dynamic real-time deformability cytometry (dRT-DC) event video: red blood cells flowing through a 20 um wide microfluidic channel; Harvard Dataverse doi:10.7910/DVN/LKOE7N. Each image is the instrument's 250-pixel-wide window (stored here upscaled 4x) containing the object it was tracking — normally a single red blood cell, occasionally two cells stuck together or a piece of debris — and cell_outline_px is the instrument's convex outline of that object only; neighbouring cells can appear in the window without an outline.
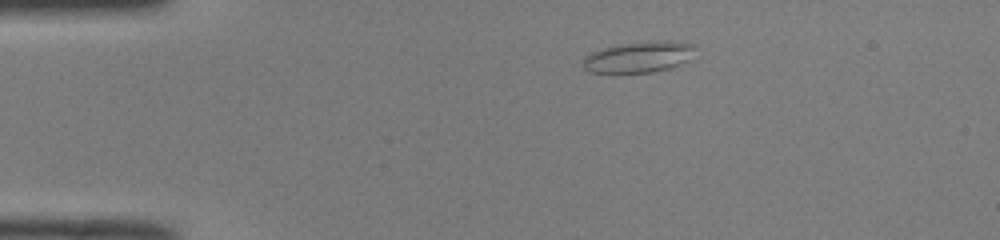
{"species": "common noctule bat (a hibernating species)", "species_latin": "Nyctalus noctula", "temperature_condition": "room temperature", "stored_images_in_passage": 41, "camera_frame_rate_fps": 3000, "um_per_image_px": 0.085, "animal": {"sex": "male", "body_mass_g": 19.0, "forearm_length_mm": 50.8}, "frame": {"image": 1, "passage_image": 1, "time_ms": 0.0, "image_size_px": [1000, 240], "cell_outline_px": [[696, 48], [692, 60], [668, 68], [652, 72], [588, 72], [584, 68], [584, 56], [600, 48], [616, 44], [660, 40], [672, 40], [692, 44]], "centroid_in_image_um": [54.34, 4.82], "position_along_channel_um": 30.7, "area_um2": 20.52}}
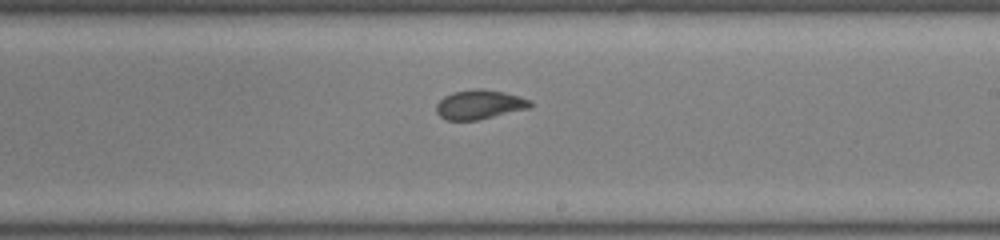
{"frame": {"image": 2, "passage_image": 21, "time_ms": 6.667, "image_size_px": [1000, 240], "cell_outline_px": [[532, 108], [476, 120], [448, 120], [440, 116], [436, 112], [436, 104], [444, 96], [452, 92], [476, 88], [484, 88], [504, 92], [532, 100]], "centroid_in_image_um": [40.78, 8.87], "position_along_channel_um": 248.2, "area_um2": 16.18}}
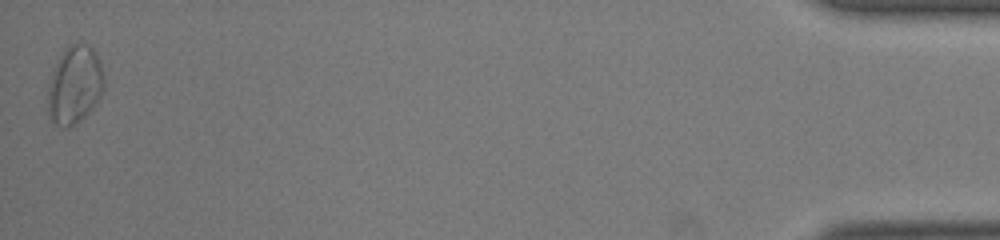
{"frame": {"image": 3, "passage_image": 41, "time_ms": 13.333, "image_size_px": [1000, 240], "cell_outline_px": [[104, 88], [92, 108], [84, 116], [68, 128], [64, 128], [56, 124], [48, 116], [48, 84], [52, 72], [64, 48], [72, 44], [88, 44], [96, 52], [104, 76]], "centroid_in_image_um": [6.33, 7.21], "position_along_channel_um": 428.9, "area_um2": 25.32}, "authors_computed_cell_mechanics": {"area_um2": 16.5886, "velocity_mm_per_s": 4.0679, "shape_relaxation_time_tau1_ms": 5.4367, "shape_relaxation_time_tau2_ms": 1.674, "deformation_change_tau1": 0.125, "deformation_change_tau2": 0.0778}}